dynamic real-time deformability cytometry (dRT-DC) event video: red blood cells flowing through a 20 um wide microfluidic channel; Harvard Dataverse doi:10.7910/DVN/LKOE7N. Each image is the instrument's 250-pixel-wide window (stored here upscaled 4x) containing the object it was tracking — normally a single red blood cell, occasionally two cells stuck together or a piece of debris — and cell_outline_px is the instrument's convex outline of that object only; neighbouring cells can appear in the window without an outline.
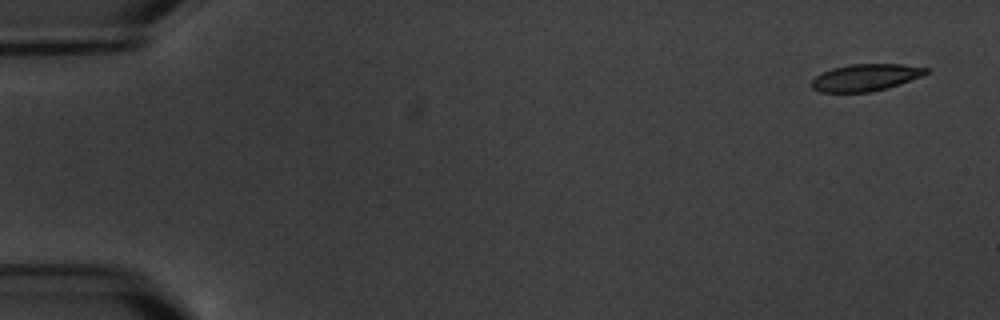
{"species": "common noctule bat (a hibernating species)", "species_latin": "Nyctalus noctula", "temperature_condition": "warm", "stored_images_in_passage": 5, "camera_frame_rate_fps": 3000, "um_per_image_px": 0.085, "animal": {"sex": "male", "body_mass_g": 20.1, "forearm_length_mm": 53.5}, "frame": {"image": 1, "passage_image": 1, "time_ms": 0.0, "image_size_px": [1000, 320], "cell_outline_px": [[928, 72], [920, 76], [900, 84], [888, 88], [872, 92], [820, 92], [812, 88], [812, 80], [816, 76], [832, 68], [852, 64], [904, 64], [928, 68]], "centroid_in_image_um": [73.57, 6.59], "position_along_channel_um": 11.4, "area_um2": 17.86}}
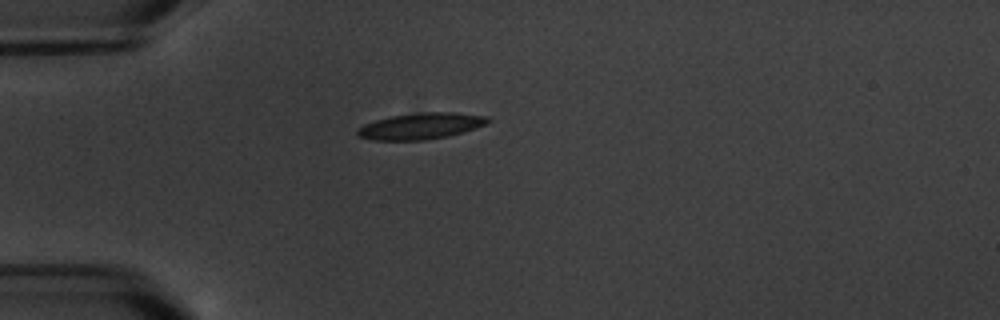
{"frame": {"image": 2, "passage_image": 5, "time_ms": 4.667, "image_size_px": [1000, 320], "cell_outline_px": [[492, 120], [488, 124], [464, 132], [448, 136], [424, 140], [372, 140], [356, 136], [356, 132], [364, 124], [376, 120], [392, 116], [420, 112], [456, 112], [488, 116]], "centroid_in_image_um": [35.82, 10.71], "position_along_channel_um": 49.2, "area_um2": 20.11}}